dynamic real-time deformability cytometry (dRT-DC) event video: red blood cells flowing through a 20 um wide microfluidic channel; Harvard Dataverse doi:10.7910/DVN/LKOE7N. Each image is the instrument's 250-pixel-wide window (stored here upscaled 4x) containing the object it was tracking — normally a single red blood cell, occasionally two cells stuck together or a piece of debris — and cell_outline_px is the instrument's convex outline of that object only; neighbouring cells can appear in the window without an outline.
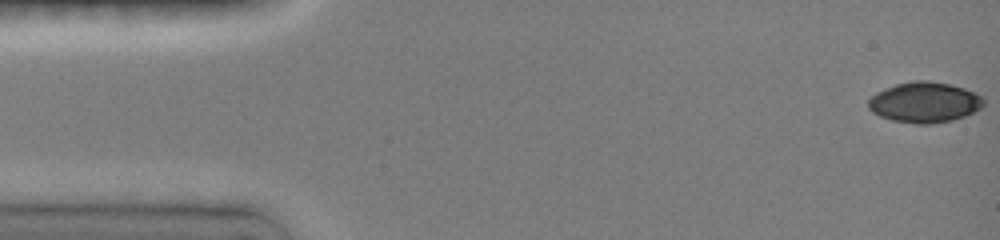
{"species": "common noctule bat (a hibernating species)", "species_latin": "Nyctalus noctula", "temperature_condition": "room temperature", "stored_images_in_passage": 48, "camera_frame_rate_fps": 3000, "um_per_image_px": 0.085, "animal": {"sex": "female", "body_mass_g": 19.0, "forearm_length_mm": 51.5}, "frame": {"image": 1, "passage_image": 1, "time_ms": 0.0, "image_size_px": [1000, 240], "cell_outline_px": [[984, 104], [980, 108], [964, 116], [952, 120], [932, 124], [916, 124], [892, 120], [880, 116], [872, 112], [868, 108], [868, 100], [876, 92], [884, 88], [896, 84], [912, 80], [928, 80], [948, 84], [964, 88], [980, 96], [984, 100]], "centroid_in_image_um": [78.54, 8.69], "position_along_channel_um": 6.5, "area_um2": 27.17}}
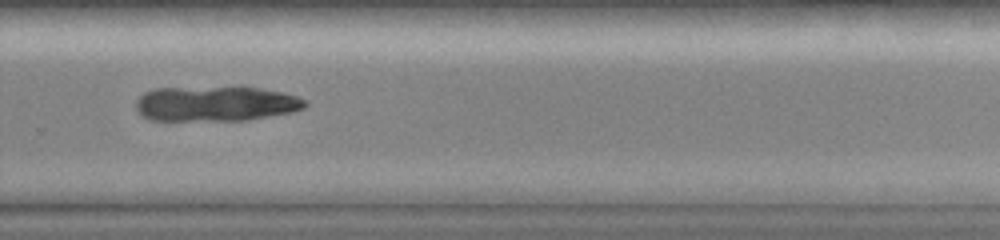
{"frame": {"image": 2, "passage_image": 33, "time_ms": 10.667, "image_size_px": [1000, 240], "cell_outline_px": [[308, 104], [304, 108], [292, 112], [248, 120], [152, 120], [144, 116], [136, 108], [136, 100], [144, 92], [156, 88], [256, 88], [280, 92], [296, 96], [304, 100]], "centroid_in_image_um": [18.33, 8.83], "position_along_channel_um": 311.5, "area_um2": 33.99}}
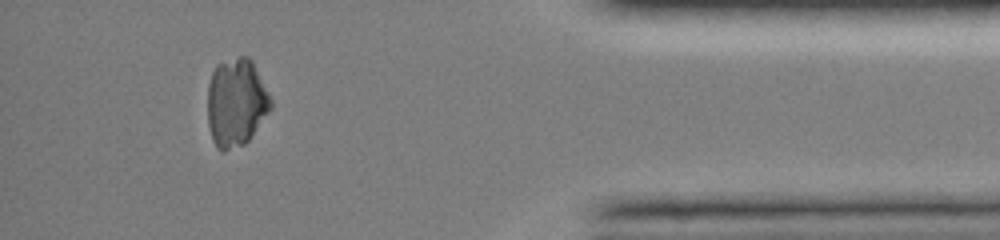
{"frame": {"image": 3, "passage_image": 43, "time_ms": 14.0, "image_size_px": [1000, 240], "cell_outline_px": [[272, 108], [248, 140], [244, 144], [224, 152], [220, 152], [216, 148], [212, 140], [208, 124], [208, 84], [212, 72], [216, 64], [240, 56], [248, 56], [252, 60], [272, 100]], "centroid_in_image_um": [20.06, 8.73], "position_along_channel_um": 415.1, "area_um2": 32.6}}